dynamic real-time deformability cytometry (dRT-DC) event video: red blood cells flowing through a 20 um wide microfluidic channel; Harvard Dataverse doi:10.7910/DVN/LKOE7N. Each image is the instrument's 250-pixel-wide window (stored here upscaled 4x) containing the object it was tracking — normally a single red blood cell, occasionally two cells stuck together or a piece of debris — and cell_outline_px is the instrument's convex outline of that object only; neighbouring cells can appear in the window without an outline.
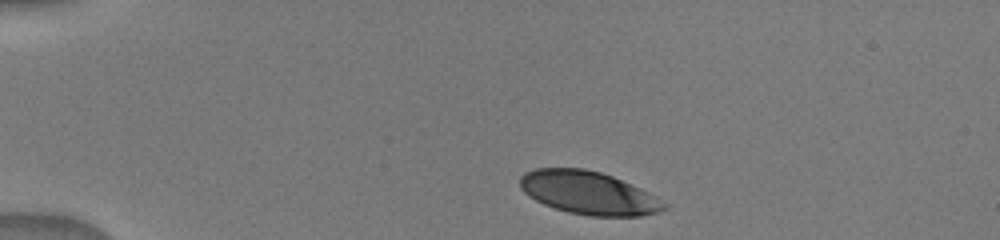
{"species": "human", "species_latin": "Homo sapiens", "temperature_condition": "warm", "stored_images_in_passage": 33, "camera_frame_rate_fps": 3000, "um_per_image_px": 0.085, "donor": {"sex": "male"}, "frame": {"image": 1, "passage_image": 1, "time_ms": 0.0, "image_size_px": [1000, 240], "cell_outline_px": [[668, 208], [660, 212], [640, 216], [588, 216], [568, 212], [544, 204], [528, 196], [520, 188], [520, 176], [524, 172], [536, 168], [584, 168], [600, 172], [612, 176], [640, 188], [656, 196], [668, 204]], "centroid_in_image_um": [50.04, 16.4], "position_along_channel_um": 35.0, "area_um2": 36.3}}
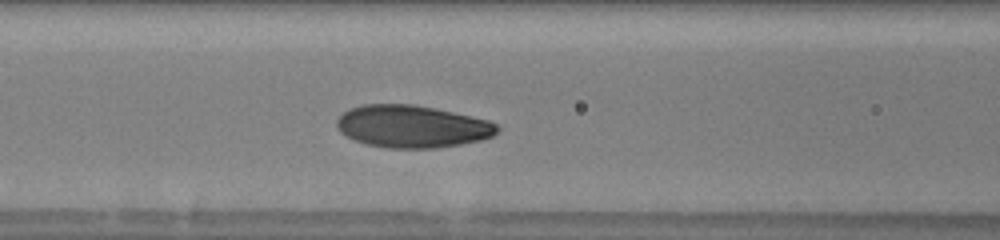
{"frame": {"image": 2, "passage_image": 11, "time_ms": 4.0, "image_size_px": [1000, 240], "cell_outline_px": [[500, 128], [492, 136], [480, 140], [460, 144], [436, 148], [388, 148], [364, 144], [340, 132], [336, 128], [336, 120], [348, 108], [360, 104], [416, 104], [436, 108], [472, 116], [488, 120], [496, 124]], "centroid_in_image_um": [35.0, 10.74], "position_along_channel_um": 131.6, "area_um2": 39.82}}
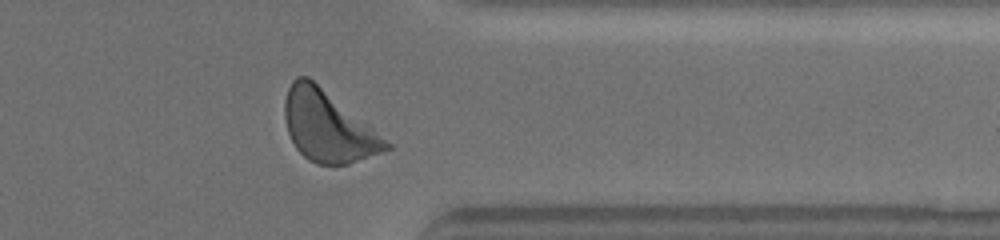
{"frame": {"image": 3, "passage_image": 26, "time_ms": 10.333, "image_size_px": [1000, 240], "cell_outline_px": [[392, 148], [348, 164], [316, 164], [308, 160], [296, 148], [288, 132], [284, 116], [284, 100], [288, 88], [292, 80], [296, 76], [308, 76], [392, 144]], "centroid_in_image_um": [27.83, 10.74], "position_along_channel_um": 383.6, "area_um2": 41.15}}